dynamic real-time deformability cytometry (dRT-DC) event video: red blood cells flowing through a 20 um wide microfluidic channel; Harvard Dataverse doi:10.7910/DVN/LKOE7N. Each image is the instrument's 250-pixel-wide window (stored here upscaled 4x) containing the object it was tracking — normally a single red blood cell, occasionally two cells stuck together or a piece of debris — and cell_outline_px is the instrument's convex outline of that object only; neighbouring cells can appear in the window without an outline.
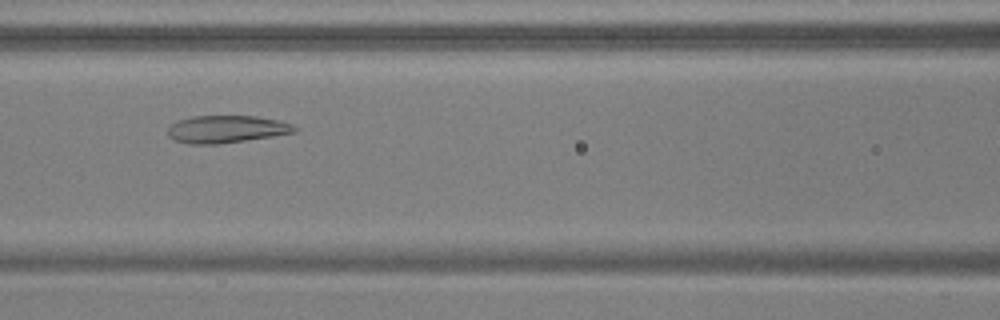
{"species": "common noctule bat (a hibernating species)", "species_latin": "Nyctalus noctula", "temperature_condition": "warm", "stored_images_in_passage": 50, "camera_frame_rate_fps": 3000, "um_per_image_px": 0.085, "animal": {"sex": "male", "body_mass_g": 17.9, "forearm_length_mm": 54.2}, "frame": {"image": 1, "passage_image": 20, "time_ms": 6.333, "image_size_px": [1000, 320], "cell_outline_px": [[296, 132], [272, 136], [216, 144], [188, 144], [176, 140], [168, 136], [168, 128], [176, 120], [192, 116], [256, 116], [280, 120], [292, 124], [296, 128]], "centroid_in_image_um": [19.23, 10.97], "position_along_channel_um": 147.4, "area_um2": 20.17}}
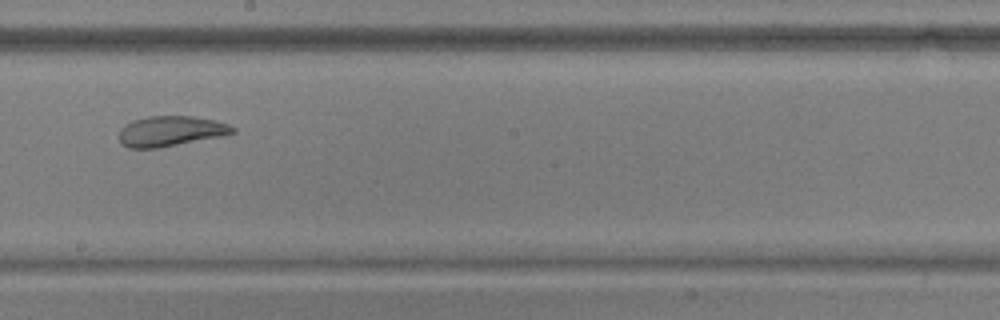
{"frame": {"image": 2, "passage_image": 27, "time_ms": 8.667, "image_size_px": [1000, 320], "cell_outline_px": [[236, 132], [220, 136], [156, 148], [128, 148], [120, 144], [120, 128], [124, 124], [132, 120], [148, 116], [192, 116], [212, 120], [228, 124], [236, 128]], "centroid_in_image_um": [14.45, 11.14], "position_along_channel_um": 233.7, "area_um2": 19.88}}
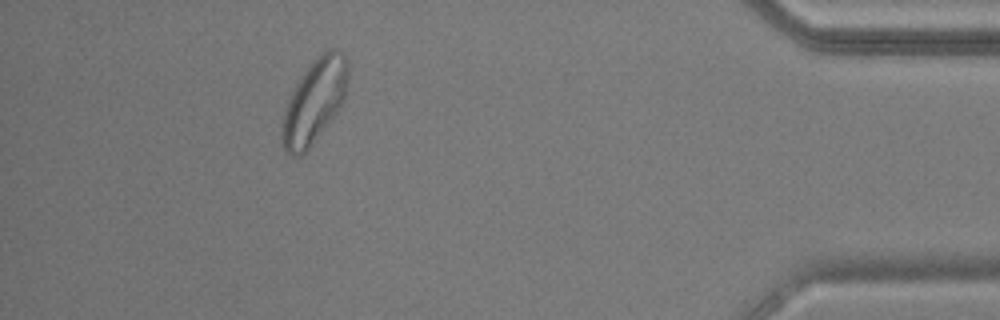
{"frame": {"image": 3, "passage_image": 45, "time_ms": 14.667, "image_size_px": [1000, 320], "cell_outline_px": [[348, 76], [344, 100], [336, 112], [308, 148], [300, 156], [292, 156], [284, 148], [284, 112], [288, 100], [296, 84], [312, 60], [320, 52], [328, 48], [336, 48], [348, 60]], "centroid_in_image_um": [26.77, 8.51], "position_along_channel_um": 408.4, "area_um2": 31.27}, "authors_computed_cell_mechanics": {"area_um2": 26.01, "velocity_mm_per_s": 3.709, "shape_relaxation_time_tau1_ms": 8.3964, "shape_relaxation_time_tau2_ms": 0.9508, "deformation_change_tau1": 0.2251, "deformation_change_tau2": 0.0739}}